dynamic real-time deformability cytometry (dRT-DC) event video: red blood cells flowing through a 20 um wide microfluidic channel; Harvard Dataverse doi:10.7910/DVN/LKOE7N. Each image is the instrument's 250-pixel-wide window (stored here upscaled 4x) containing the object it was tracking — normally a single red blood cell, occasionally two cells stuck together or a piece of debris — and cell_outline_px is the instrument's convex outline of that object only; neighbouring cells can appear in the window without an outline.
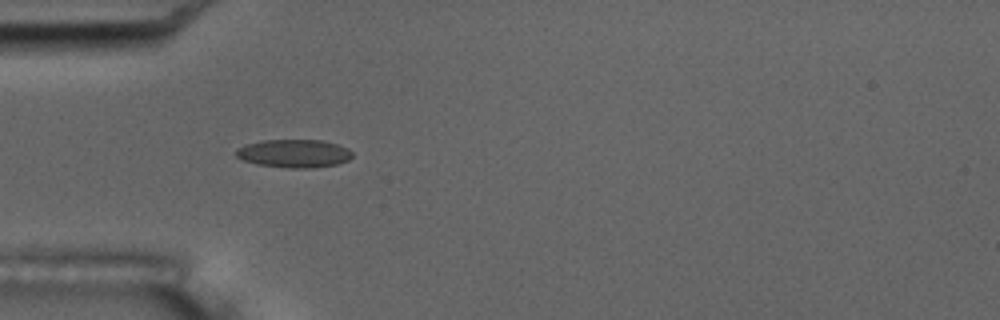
{"species": "common noctule bat (a hibernating species)", "species_latin": "Nyctalus noctula", "temperature_condition": "room temperature", "stored_images_in_passage": 7, "camera_frame_rate_fps": 3000, "um_per_image_px": 0.085, "animal": {"sex": "male", "body_mass_g": 17.5, "forearm_length_mm": 52.3}, "frame": {"image": 1, "passage_image": 6, "time_ms": 5.667, "image_size_px": [1000, 320], "cell_outline_px": [[352, 156], [348, 160], [336, 164], [312, 168], [288, 168], [256, 164], [244, 160], [236, 156], [236, 148], [244, 144], [264, 140], [320, 140], [336, 144], [348, 148], [352, 152]], "centroid_in_image_um": [24.97, 13.04], "position_along_channel_um": 60.0, "area_um2": 19.07}}